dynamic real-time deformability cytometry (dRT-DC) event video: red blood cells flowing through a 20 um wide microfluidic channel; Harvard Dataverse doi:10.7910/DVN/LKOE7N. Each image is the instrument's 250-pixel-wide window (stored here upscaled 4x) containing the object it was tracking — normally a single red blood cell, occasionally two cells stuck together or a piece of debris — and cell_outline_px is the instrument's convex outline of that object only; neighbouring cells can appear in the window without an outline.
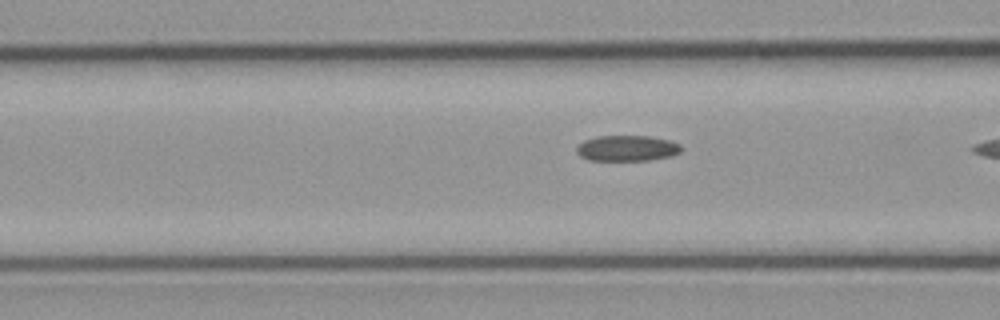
{"species": "common noctule bat (a hibernating species)", "species_latin": "Nyctalus noctula", "temperature_condition": "cold", "stored_images_in_passage": 9, "camera_frame_rate_fps": 3000, "um_per_image_px": 0.085, "animal": {"sex": "male", "body_mass_g": 23.1, "forearm_length_mm": 52.7}, "frame": {"image": 1, "passage_image": 8, "time_ms": 2.333, "image_size_px": [1000, 320], "cell_outline_px": [[680, 152], [672, 156], [648, 160], [588, 160], [580, 156], [576, 152], [576, 148], [584, 140], [596, 136], [648, 136], [668, 140], [680, 144]], "centroid_in_image_um": [53.27, 12.6], "position_along_channel_um": 113.3, "area_um2": 15.61}}